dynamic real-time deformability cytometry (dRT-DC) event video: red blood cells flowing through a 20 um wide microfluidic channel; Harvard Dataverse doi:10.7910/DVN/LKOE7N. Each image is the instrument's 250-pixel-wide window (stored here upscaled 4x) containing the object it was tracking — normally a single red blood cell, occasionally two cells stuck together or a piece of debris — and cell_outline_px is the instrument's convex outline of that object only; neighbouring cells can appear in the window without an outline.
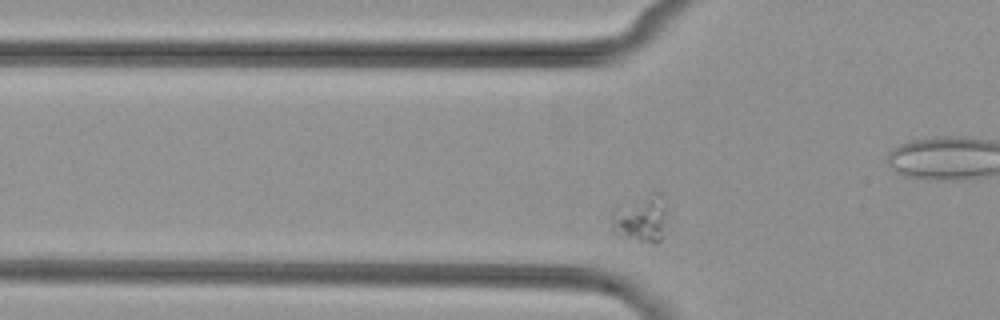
{"species": "common noctule bat (a hibernating species)", "species_latin": "Nyctalus noctula", "temperature_condition": "cold", "stored_images_in_passage": 45, "camera_frame_rate_fps": 3000, "um_per_image_px": 0.085, "animal": {"sex": "female", "body_mass_g": 29.2, "forearm_length_mm": 56.3}, "frame": {"image": 1, "passage_image": 6, "time_ms": 1.667, "image_size_px": [1000, 320], "cell_outline_px": [[664, 224], [660, 240], [656, 244], [652, 244], [620, 236], [612, 232], [612, 208], [616, 204], [652, 192], [660, 192], [664, 208]], "centroid_in_image_um": [54.39, 18.56], "position_along_channel_um": 71.4, "area_um2": 15.43}}
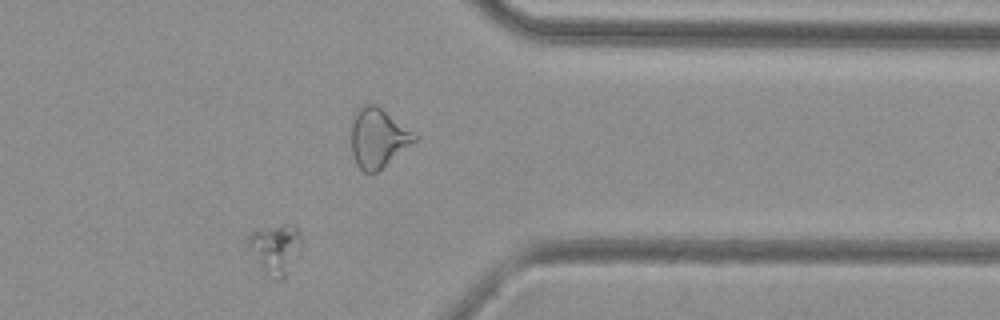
{"frame": {"image": 2, "passage_image": 34, "time_ms": 11.0, "image_size_px": [1000, 320], "cell_outline_px": [[304, 244], [284, 276], [280, 280], [276, 280], [264, 272], [244, 248], [244, 240], [248, 232], [260, 228], [292, 224], [296, 224], [304, 240]], "centroid_in_image_um": [23.34, 21.1], "position_along_channel_um": 388.1, "area_um2": 16.3}}